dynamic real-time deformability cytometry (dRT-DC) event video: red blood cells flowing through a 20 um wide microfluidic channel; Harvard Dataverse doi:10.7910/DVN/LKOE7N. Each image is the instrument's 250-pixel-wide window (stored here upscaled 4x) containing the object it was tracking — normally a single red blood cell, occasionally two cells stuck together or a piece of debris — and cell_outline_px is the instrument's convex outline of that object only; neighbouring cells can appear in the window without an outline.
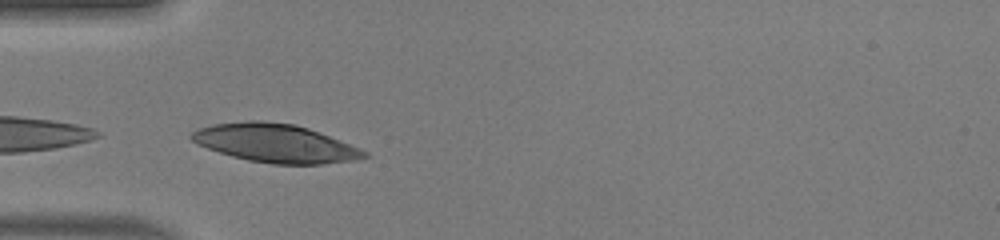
{"species": "human", "species_latin": "Homo sapiens", "temperature_condition": "warm", "stored_images_in_passage": 22, "camera_frame_rate_fps": 3000, "um_per_image_px": 0.085, "donor": {"sex": "male"}, "frame": {"image": 1, "passage_image": 1, "time_ms": 0.0, "image_size_px": [1000, 240], "cell_outline_px": [[368, 156], [356, 160], [320, 164], [272, 164], [248, 160], [232, 156], [196, 144], [188, 136], [196, 128], [212, 124], [248, 120], [260, 120], [296, 124], [320, 132], [360, 148], [368, 152]], "centroid_in_image_um": [23.38, 12.16], "position_along_channel_um": 61.6, "area_um2": 38.78}}